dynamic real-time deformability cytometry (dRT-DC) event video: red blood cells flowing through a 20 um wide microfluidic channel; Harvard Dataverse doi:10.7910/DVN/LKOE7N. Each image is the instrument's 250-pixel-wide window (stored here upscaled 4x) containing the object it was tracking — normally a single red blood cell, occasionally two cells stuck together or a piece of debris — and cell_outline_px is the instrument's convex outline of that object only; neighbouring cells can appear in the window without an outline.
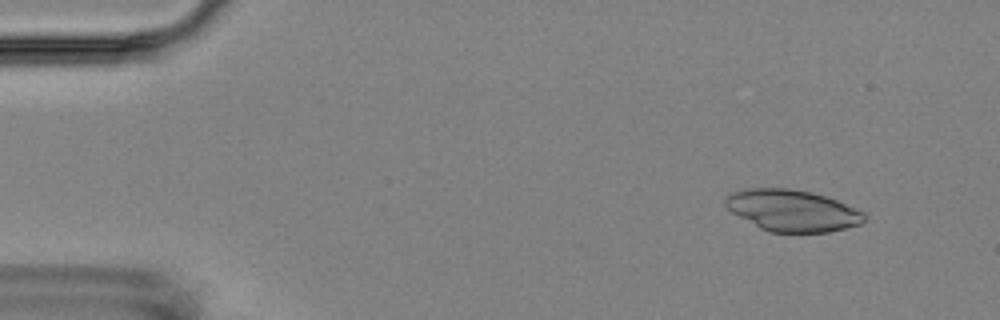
{"species": "Egyptian fruit bat (a non-hibernating species)", "species_latin": "Rousettus aegyptiacus", "temperature_condition": "room temperature", "stored_images_in_passage": 4, "camera_frame_rate_fps": 3000, "um_per_image_px": 0.085, "animal": {"sex": "female"}, "frame": {"image": 1, "passage_image": 1, "time_ms": 0.0, "image_size_px": [1000, 320], "cell_outline_px": [[864, 220], [860, 224], [828, 232], [768, 232], [760, 228], [732, 212], [724, 204], [724, 200], [732, 192], [744, 188], [788, 188], [812, 192], [836, 200], [864, 212]], "centroid_in_image_um": [67.32, 17.89], "position_along_channel_um": 17.7, "area_um2": 33.35}}